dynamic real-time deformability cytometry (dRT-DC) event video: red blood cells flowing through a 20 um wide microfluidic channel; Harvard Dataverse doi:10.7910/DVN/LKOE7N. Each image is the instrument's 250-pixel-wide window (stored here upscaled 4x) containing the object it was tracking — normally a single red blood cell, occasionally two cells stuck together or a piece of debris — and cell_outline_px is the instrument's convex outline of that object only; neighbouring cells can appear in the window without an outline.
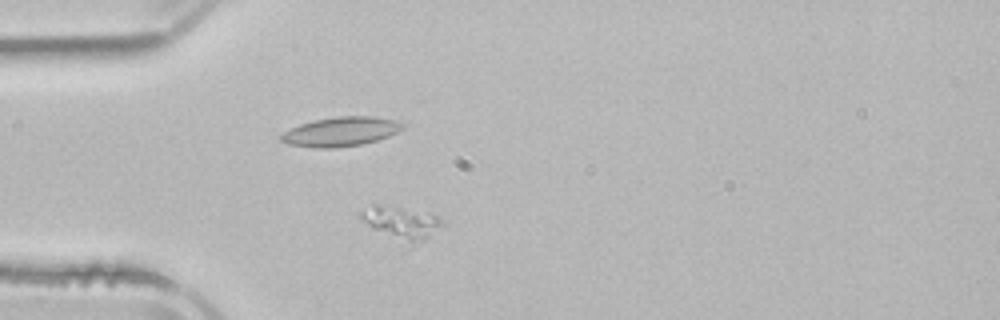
{"species": "common noctule bat (a hibernating species)", "species_latin": "Nyctalus noctula", "temperature_condition": "room temperature", "stored_images_in_passage": 5, "camera_frame_rate_fps": 3000, "um_per_image_px": 0.085, "animal": {"sex": "male", "body_mass_g": 21.5, "forearm_length_mm": 52.0}, "frame": {"image": 1, "passage_image": 5, "time_ms": 5.0, "image_size_px": [1000, 320], "cell_outline_px": [[444, 224], [424, 240], [408, 240], [372, 228], [360, 220], [360, 212], [372, 204], [380, 204], [428, 212], [436, 216]], "centroid_in_image_um": [34.08, 18.83], "position_along_channel_um": 50.9, "area_um2": 14.51}}